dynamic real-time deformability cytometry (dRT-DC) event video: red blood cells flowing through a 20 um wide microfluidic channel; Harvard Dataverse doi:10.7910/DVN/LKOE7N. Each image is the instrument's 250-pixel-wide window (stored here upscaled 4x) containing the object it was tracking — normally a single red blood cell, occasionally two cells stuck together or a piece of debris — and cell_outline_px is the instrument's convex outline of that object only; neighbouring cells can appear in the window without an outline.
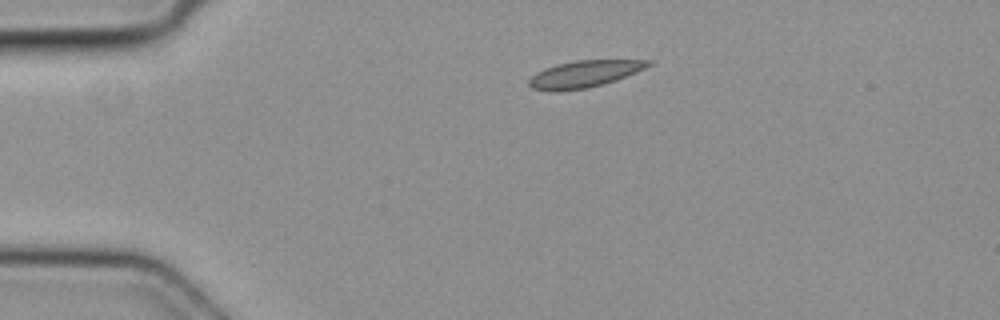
{"species": "common noctule bat (a hibernating species)", "species_latin": "Nyctalus noctula", "temperature_condition": "cold", "stored_images_in_passage": 5, "camera_frame_rate_fps": 3000, "um_per_image_px": 0.085, "animal": {"sex": "female", "body_mass_g": 19.3, "forearm_length_mm": 54.1}, "frame": {"image": 1, "passage_image": 5, "time_ms": 1.333, "image_size_px": [1000, 320], "cell_outline_px": [[652, 64], [636, 72], [616, 80], [604, 84], [588, 88], [560, 92], [548, 92], [532, 88], [528, 84], [528, 80], [536, 72], [544, 68], [556, 64], [576, 60], [652, 60]], "centroid_in_image_um": [49.61, 6.31], "position_along_channel_um": 35.4, "area_um2": 18.9}}